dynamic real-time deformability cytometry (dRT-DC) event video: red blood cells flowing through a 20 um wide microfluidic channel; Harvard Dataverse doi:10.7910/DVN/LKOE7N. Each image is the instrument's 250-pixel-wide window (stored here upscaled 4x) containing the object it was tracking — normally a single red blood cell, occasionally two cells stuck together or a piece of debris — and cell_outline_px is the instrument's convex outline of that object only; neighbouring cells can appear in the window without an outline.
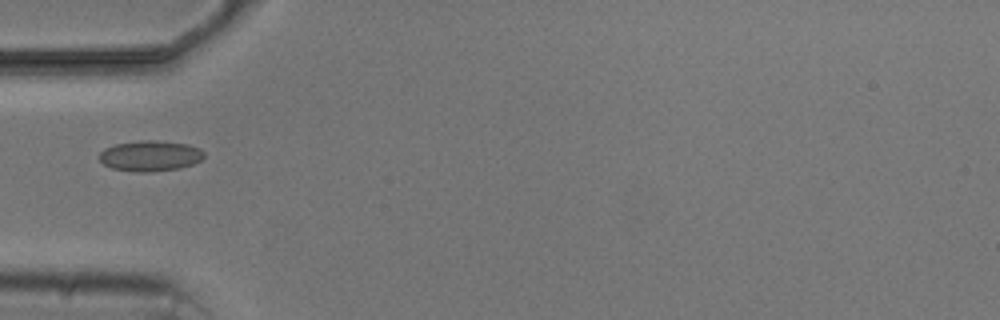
{"species": "common noctule bat (a hibernating species)", "species_latin": "Nyctalus noctula", "temperature_condition": "cold", "stored_images_in_passage": 10, "camera_frame_rate_fps": 3000, "um_per_image_px": 0.085, "animal": {"sex": "male", "body_mass_g": 20.5, "forearm_length_mm": 52.5}, "frame": {"image": 1, "passage_image": 4, "time_ms": 4.667, "image_size_px": [1000, 320], "cell_outline_px": [[204, 156], [200, 160], [192, 164], [180, 168], [148, 172], [136, 172], [112, 168], [104, 164], [100, 160], [100, 152], [104, 148], [116, 144], [140, 140], [156, 140], [188, 144], [200, 148], [204, 152]], "centroid_in_image_um": [12.77, 13.24], "position_along_channel_um": 72.2, "area_um2": 18.67}}
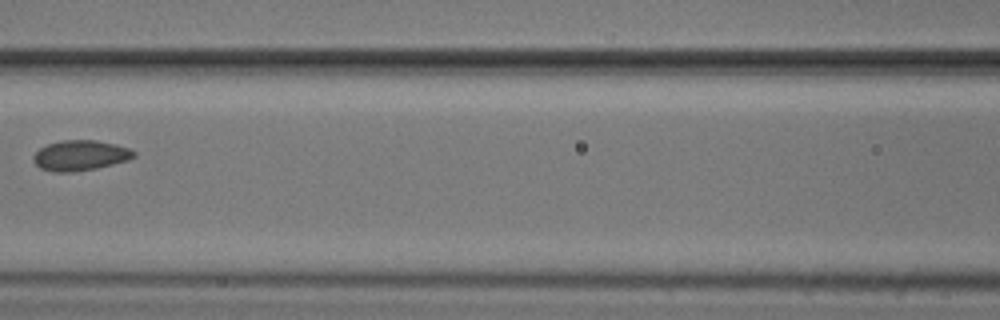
{"frame": {"image": 2, "passage_image": 6, "time_ms": 7.0, "image_size_px": [1000, 320], "cell_outline_px": [[136, 156], [128, 160], [96, 168], [72, 172], [56, 172], [40, 168], [32, 160], [32, 156], [40, 148], [48, 144], [64, 140], [96, 140], [116, 144], [128, 148], [136, 152]], "centroid_in_image_um": [6.82, 13.21], "position_along_channel_um": 159.8, "area_um2": 17.69}}
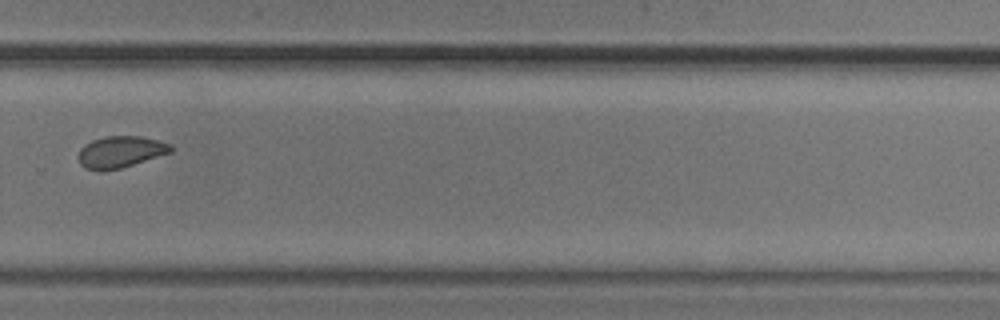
{"frame": {"image": 3, "passage_image": 10, "time_ms": 11.333, "image_size_px": [1000, 320], "cell_outline_px": [[172, 152], [120, 168], [84, 168], [80, 164], [80, 148], [84, 144], [92, 140], [104, 136], [140, 136], [156, 140], [168, 144], [172, 148]], "centroid_in_image_um": [10.24, 12.87], "position_along_channel_um": 319.6, "area_um2": 16.36}}